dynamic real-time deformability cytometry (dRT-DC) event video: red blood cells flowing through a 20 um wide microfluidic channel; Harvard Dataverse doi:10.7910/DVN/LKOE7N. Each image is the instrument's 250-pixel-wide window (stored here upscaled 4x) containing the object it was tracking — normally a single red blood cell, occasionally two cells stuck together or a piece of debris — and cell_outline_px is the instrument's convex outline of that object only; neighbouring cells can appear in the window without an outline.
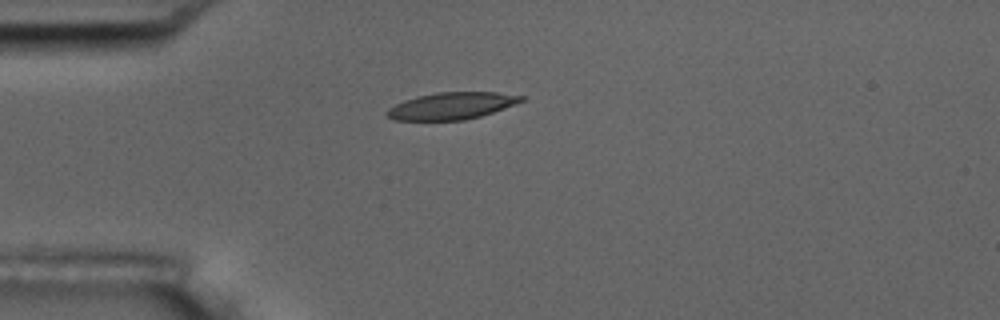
{"species": "common noctule bat (a hibernating species)", "species_latin": "Nyctalus noctula", "temperature_condition": "room temperature", "stored_images_in_passage": 1, "camera_frame_rate_fps": 3000, "um_per_image_px": 0.085, "animal": {"sex": "male", "body_mass_g": 17.5, "forearm_length_mm": 52.3}, "frame": {"image": 1, "passage_image": 1, "time_ms": 0.0, "image_size_px": [1000, 320], "cell_outline_px": [[524, 100], [504, 108], [480, 116], [464, 120], [396, 120], [388, 116], [384, 112], [388, 108], [404, 100], [436, 92], [496, 92], [524, 96]], "centroid_in_image_um": [38.37, 8.99], "position_along_channel_um": 46.6, "area_um2": 20.87}}